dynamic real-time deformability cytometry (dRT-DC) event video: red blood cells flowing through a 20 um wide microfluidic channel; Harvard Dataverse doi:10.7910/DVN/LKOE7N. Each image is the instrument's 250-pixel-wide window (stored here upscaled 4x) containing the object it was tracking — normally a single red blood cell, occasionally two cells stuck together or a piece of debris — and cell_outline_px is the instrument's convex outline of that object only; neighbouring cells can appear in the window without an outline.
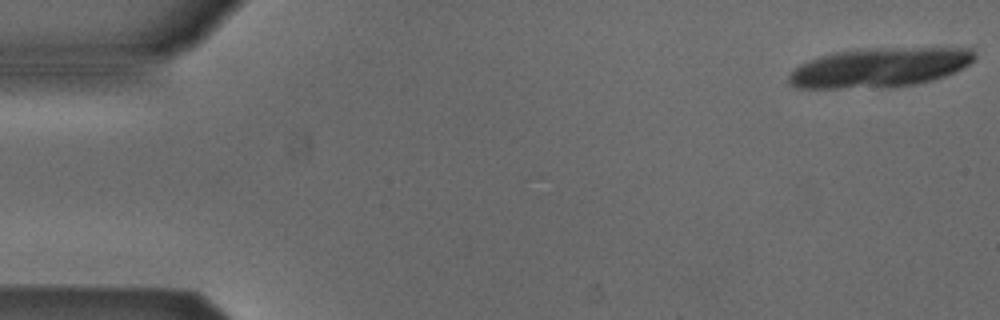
{"species": "Egyptian fruit bat (a non-hibernating species)", "species_latin": "Rousettus aegyptiacus", "temperature_condition": "cold", "stored_images_in_passage": 18, "camera_frame_rate_fps": 3000, "um_per_image_px": 0.085, "animal": {"sex": "male"}, "frame": {"image": 1, "passage_image": 1, "time_ms": 0.0, "image_size_px": [1000, 320], "cell_outline_px": [[976, 56], [968, 64], [944, 76], [932, 80], [916, 84], [892, 88], [796, 88], [788, 84], [788, 76], [800, 64], [820, 56], [836, 52], [860, 48], [972, 48]], "centroid_in_image_um": [74.73, 5.75], "position_along_channel_um": 10.3, "area_um2": 42.77}}